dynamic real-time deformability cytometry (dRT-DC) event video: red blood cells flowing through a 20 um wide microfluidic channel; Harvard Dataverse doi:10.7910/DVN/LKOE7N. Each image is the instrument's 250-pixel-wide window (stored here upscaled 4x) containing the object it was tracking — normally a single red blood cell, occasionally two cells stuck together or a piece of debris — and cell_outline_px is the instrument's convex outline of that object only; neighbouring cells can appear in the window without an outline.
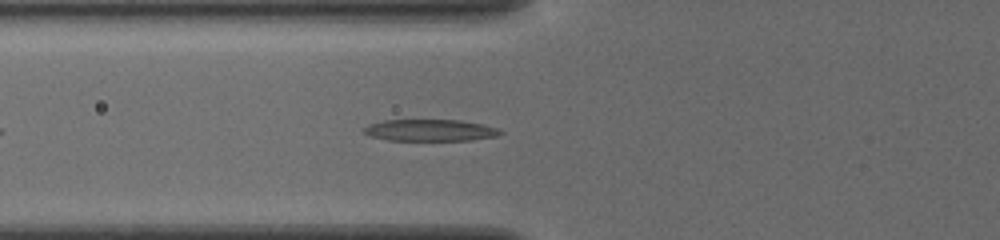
{"species": "common noctule bat (a hibernating species)", "species_latin": "Nyctalus noctula", "temperature_condition": "cold", "stored_images_in_passage": 40, "camera_frame_rate_fps": 3000, "um_per_image_px": 0.085, "animal": {"sex": "female", "body_mass_g": 19.5, "forearm_length_mm": 54.1}, "frame": {"image": 1, "passage_image": 8, "time_ms": 2.333, "image_size_px": [1000, 240], "cell_outline_px": [[504, 132], [496, 136], [472, 140], [388, 140], [372, 136], [364, 132], [364, 128], [372, 124], [384, 120], [460, 120], [480, 124], [496, 128]], "centroid_in_image_um": [36.59, 11.07], "position_along_channel_um": 89.2, "area_um2": 16.88}}
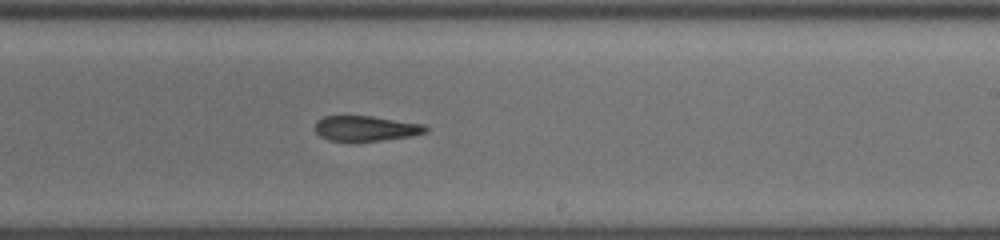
{"frame": {"image": 2, "passage_image": 21, "time_ms": 6.667, "image_size_px": [1000, 240], "cell_outline_px": [[428, 128], [424, 132], [408, 136], [380, 140], [328, 140], [320, 136], [316, 132], [316, 120], [324, 116], [372, 116], [424, 124]], "centroid_in_image_um": [31.06, 10.89], "position_along_channel_um": 257.9, "area_um2": 15.84}}
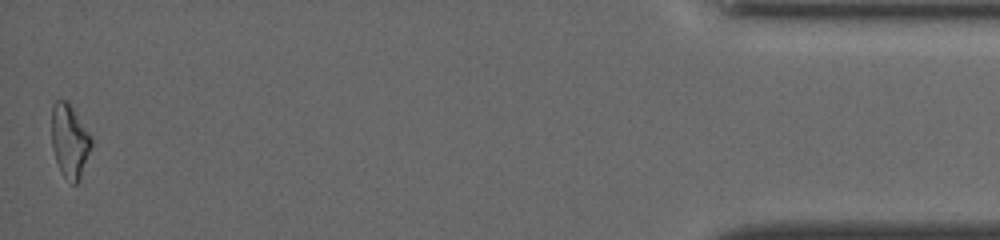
{"frame": {"image": 3, "passage_image": 40, "time_ms": 13.0, "image_size_px": [1000, 240], "cell_outline_px": [[92, 144], [80, 180], [76, 184], [72, 184], [64, 176], [56, 160], [52, 148], [52, 104], [56, 100], [68, 100], [92, 136]], "centroid_in_image_um": [5.93, 11.95], "position_along_channel_um": 429.3, "area_um2": 17.11}, "authors_computed_cell_mechanics": {"area_um2": 16.9932, "velocity_mm_per_s": 3.8882, "shape_relaxation_time_tau1_ms": 10.0246, "shape_relaxation_time_tau2_ms": 6.0961, "deformation_change_tau1": 0.3042, "deformation_change_tau2": 0.173}}